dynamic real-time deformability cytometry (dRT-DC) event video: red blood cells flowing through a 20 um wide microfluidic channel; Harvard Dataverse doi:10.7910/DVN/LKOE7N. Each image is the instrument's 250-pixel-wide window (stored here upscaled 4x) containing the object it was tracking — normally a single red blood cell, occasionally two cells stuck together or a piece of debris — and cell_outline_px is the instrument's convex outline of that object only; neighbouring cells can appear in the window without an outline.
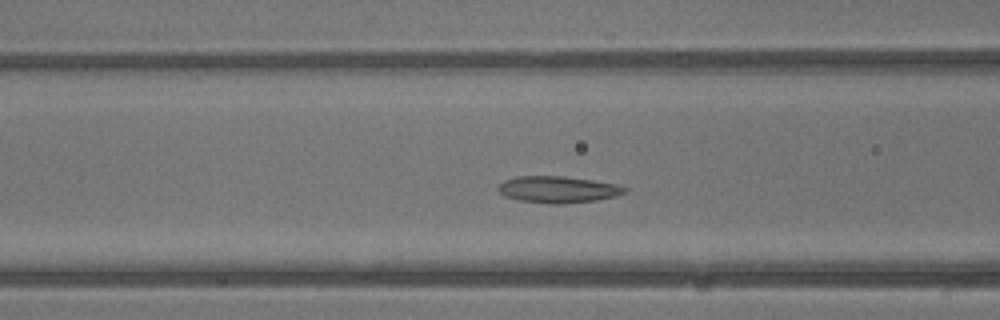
{"species": "common noctule bat (a hibernating species)", "species_latin": "Nyctalus noctula", "temperature_condition": "warm", "stored_images_in_passage": 38, "camera_frame_rate_fps": 3000, "um_per_image_px": 0.085, "animal": {"sex": "male", "body_mass_g": 13.3}, "frame": {"image": 1, "passage_image": 12, "time_ms": 3.667, "image_size_px": [1000, 320], "cell_outline_px": [[628, 192], [616, 196], [596, 200], [564, 204], [552, 204], [516, 200], [504, 196], [496, 188], [504, 180], [516, 176], [564, 176], [592, 180], [616, 184], [628, 188]], "centroid_in_image_um": [47.42, 16.11], "position_along_channel_um": 119.2, "area_um2": 19.83}}
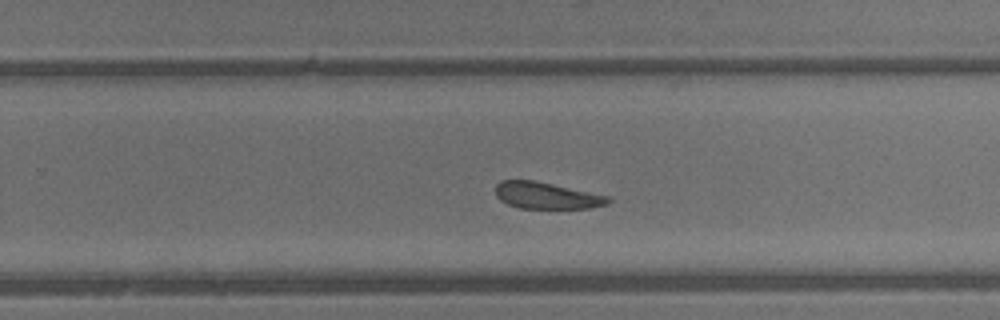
{"frame": {"image": 2, "passage_image": 22, "time_ms": 7.0, "image_size_px": [1000, 320], "cell_outline_px": [[612, 200], [608, 204], [592, 208], [520, 208], [508, 204], [500, 200], [496, 196], [496, 184], [500, 180], [536, 180], [608, 196]], "centroid_in_image_um": [46.46, 16.62], "position_along_channel_um": 283.3, "area_um2": 17.51}}
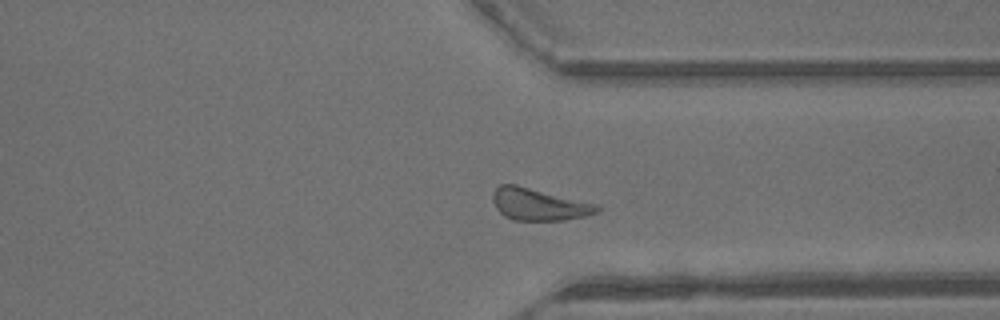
{"frame": {"image": 3, "passage_image": 27, "time_ms": 8.667, "image_size_px": [1000, 320], "cell_outline_px": [[604, 208], [600, 212], [584, 216], [564, 220], [512, 220], [504, 216], [496, 208], [492, 200], [492, 192], [500, 184], [516, 184], [600, 204]], "centroid_in_image_um": [45.85, 17.36], "position_along_channel_um": 365.5, "area_um2": 19.88}, "authors_computed_cell_mechanics": {"area_um2": 19.652, "velocity_mm_per_s": 4.937, "shape_relaxation_time_tau1_ms": 1.6341, "shape_relaxation_time_tau2_ms": 2.076, "deformation_change_tau1": 0.0889, "deformation_change_tau2": 0.1028}}